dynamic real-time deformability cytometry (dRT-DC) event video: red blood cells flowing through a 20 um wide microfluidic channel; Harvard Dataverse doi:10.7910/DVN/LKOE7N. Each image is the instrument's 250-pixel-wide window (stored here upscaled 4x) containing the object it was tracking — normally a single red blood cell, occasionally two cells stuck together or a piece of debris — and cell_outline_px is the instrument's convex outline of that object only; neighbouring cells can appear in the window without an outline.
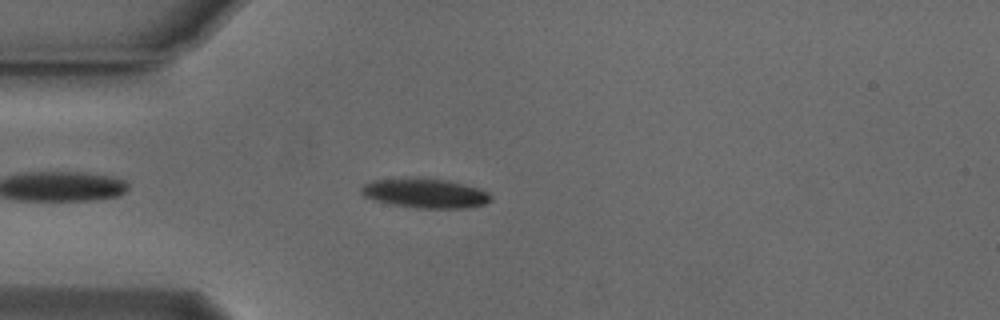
{"species": "Egyptian fruit bat (a non-hibernating species)", "species_latin": "Rousettus aegyptiacus", "temperature_condition": "cold", "stored_images_in_passage": 42, "camera_frame_rate_fps": 3000, "um_per_image_px": 0.085, "animal": {"sex": "male"}, "frame": {"image": 1, "passage_image": 5, "time_ms": 1.333, "image_size_px": [1000, 320], "cell_outline_px": [[492, 200], [484, 204], [468, 208], [416, 208], [392, 204], [376, 200], [364, 196], [360, 192], [360, 188], [364, 184], [372, 180], [416, 176], [444, 180], [464, 184], [480, 188], [488, 192], [492, 196]], "centroid_in_image_um": [36.14, 16.4], "position_along_channel_um": 48.9, "area_um2": 22.6}}
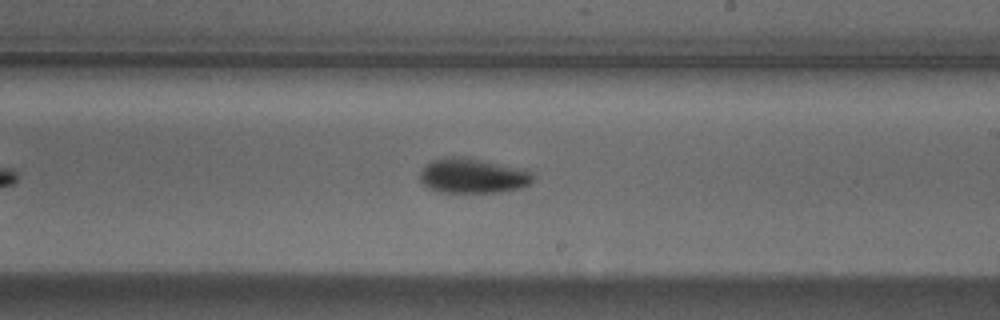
{"frame": {"image": 2, "passage_image": 22, "time_ms": 7.0, "image_size_px": [1000, 320], "cell_outline_px": [[532, 180], [528, 184], [520, 188], [500, 192], [440, 192], [428, 188], [420, 180], [420, 172], [432, 160], [444, 156], [464, 156], [520, 168], [532, 172]], "centroid_in_image_um": [40.15, 14.93], "position_along_channel_um": 248.8, "area_um2": 22.89}}
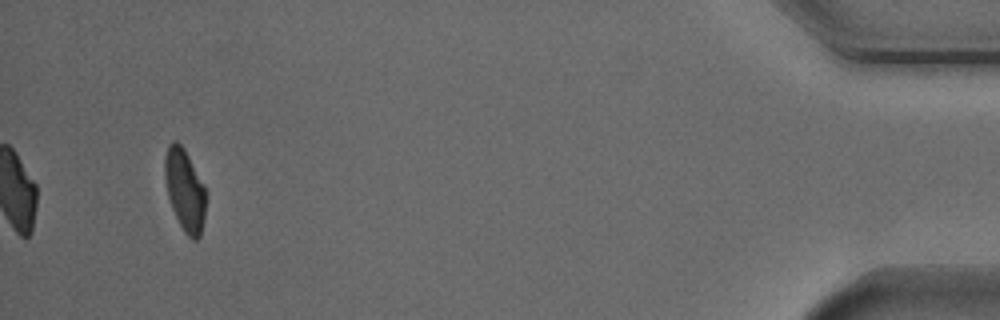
{"frame": {"image": 3, "passage_image": 42, "time_ms": 13.667, "image_size_px": [1000, 320], "cell_outline_px": [[204, 216], [200, 236], [196, 240], [192, 240], [184, 232], [172, 208], [168, 196], [164, 176], [164, 156], [168, 144], [172, 140], [176, 140], [184, 148], [204, 184]], "centroid_in_image_um": [15.67, 16.11], "position_along_channel_um": 419.5, "area_um2": 19.48}, "authors_computed_cell_mechanics": {"area_um2": 22.1374, "velocity_mm_per_s": 3.754, "shape_relaxation_time_tau1_ms": 2.9781, "shape_relaxation_time_tau2_ms": 4.2491, "deformation_change_tau1": 0.1215, "deformation_change_tau2": 0.087}}